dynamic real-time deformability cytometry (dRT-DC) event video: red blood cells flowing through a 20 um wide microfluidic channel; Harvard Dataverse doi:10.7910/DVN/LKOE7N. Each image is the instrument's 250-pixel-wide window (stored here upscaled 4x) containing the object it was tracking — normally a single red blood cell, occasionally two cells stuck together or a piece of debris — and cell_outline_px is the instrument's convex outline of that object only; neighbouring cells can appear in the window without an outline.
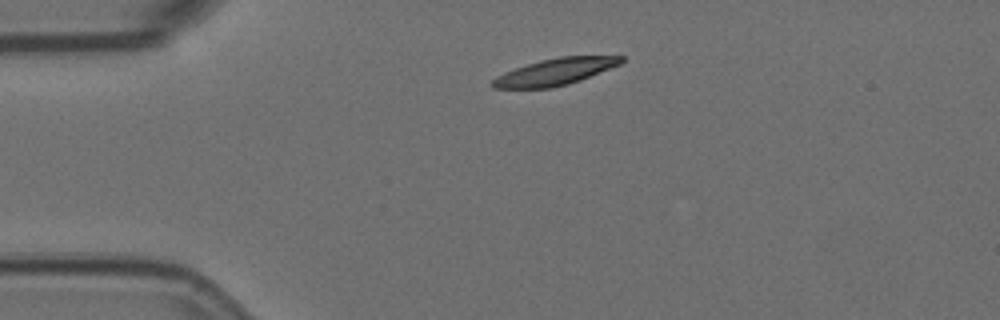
{"species": "Egyptian fruit bat (a non-hibernating species)", "species_latin": "Rousettus aegyptiacus", "temperature_condition": "room temperature", "stored_images_in_passage": 2, "camera_frame_rate_fps": 3000, "um_per_image_px": 0.085, "animal": {"sex": "female"}, "frame": {"image": 1, "passage_image": 1, "time_ms": 0.0, "image_size_px": [1000, 320], "cell_outline_px": [[624, 60], [620, 64], [580, 80], [568, 84], [552, 88], [492, 88], [488, 84], [496, 76], [504, 72], [540, 60], [560, 56], [624, 56]], "centroid_in_image_um": [47.14, 6.11], "position_along_channel_um": 37.9, "area_um2": 19.94}}